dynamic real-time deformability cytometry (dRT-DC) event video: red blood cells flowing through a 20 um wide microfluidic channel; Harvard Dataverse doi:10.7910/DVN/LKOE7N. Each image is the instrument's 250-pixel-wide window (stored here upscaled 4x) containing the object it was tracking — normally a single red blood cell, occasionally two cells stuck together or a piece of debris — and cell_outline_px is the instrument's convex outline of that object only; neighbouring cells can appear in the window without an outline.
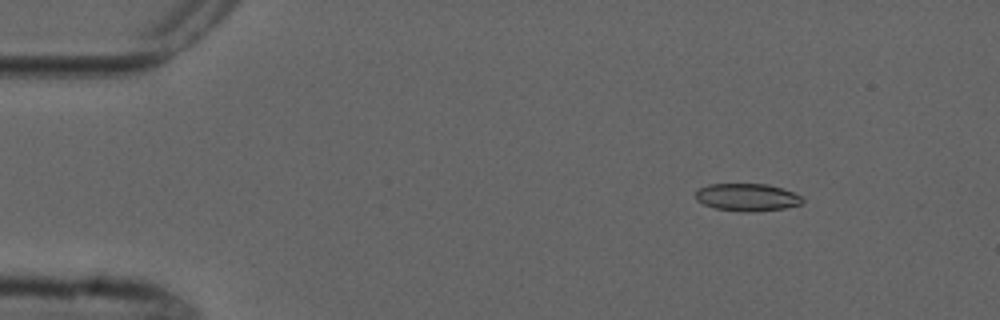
{"species": "common noctule bat (a hibernating species)", "species_latin": "Nyctalus noctula", "temperature_condition": "cold", "stored_images_in_passage": 6, "camera_frame_rate_fps": 3000, "um_per_image_px": 0.085, "animal": {"sex": "male", "forearm_length_mm": 52.5}, "frame": {"image": 1, "passage_image": 2, "time_ms": 1.0, "image_size_px": [1000, 320], "cell_outline_px": [[804, 204], [784, 208], [748, 212], [744, 212], [716, 208], [704, 204], [696, 200], [696, 192], [700, 188], [708, 184], [768, 184], [792, 192], [800, 196], [804, 200]], "centroid_in_image_um": [63.51, 16.77], "position_along_channel_um": 21.5, "area_um2": 16.99}}
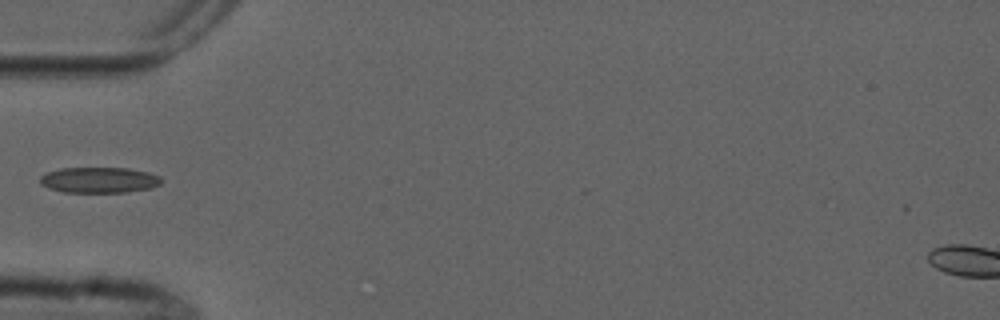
{"frame": {"image": 2, "passage_image": 5, "time_ms": 4.667, "image_size_px": [1000, 320], "cell_outline_px": [[164, 180], [160, 184], [152, 188], [128, 192], [64, 192], [48, 188], [40, 184], [40, 176], [48, 172], [60, 168], [128, 168], [148, 172], [160, 176]], "centroid_in_image_um": [8.45, 15.3], "position_along_channel_um": 76.5, "area_um2": 18.32}}
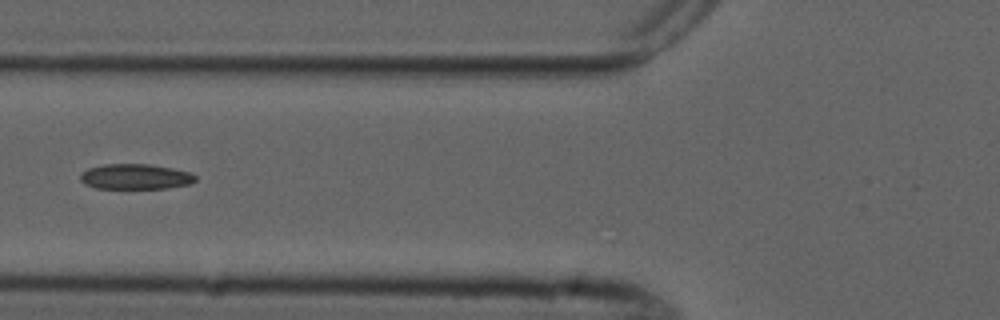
{"frame": {"image": 3, "passage_image": 6, "time_ms": 5.667, "image_size_px": [1000, 320], "cell_outline_px": [[196, 180], [192, 184], [168, 188], [96, 188], [84, 184], [80, 180], [80, 176], [88, 168], [104, 164], [148, 164], [172, 168], [192, 172], [196, 176]], "centroid_in_image_um": [11.55, 15.01], "position_along_channel_um": 114.2, "area_um2": 17.05}}